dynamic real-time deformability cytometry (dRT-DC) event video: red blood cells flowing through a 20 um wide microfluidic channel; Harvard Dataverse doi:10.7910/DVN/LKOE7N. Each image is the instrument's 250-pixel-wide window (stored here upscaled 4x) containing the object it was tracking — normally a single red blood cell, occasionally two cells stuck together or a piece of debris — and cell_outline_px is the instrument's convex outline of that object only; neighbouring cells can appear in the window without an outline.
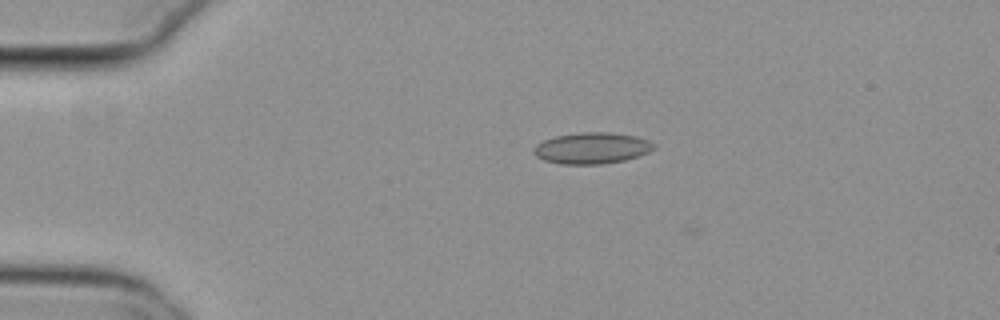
{"species": "common noctule bat (a hibernating species)", "species_latin": "Nyctalus noctula", "temperature_condition": "cold", "stored_images_in_passage": 15, "camera_frame_rate_fps": 3000, "um_per_image_px": 0.085, "animal": {"sex": "female", "body_mass_g": 29.2, "forearm_length_mm": 56.3}, "frame": {"image": 1, "passage_image": 2, "time_ms": 0.333, "image_size_px": [1000, 320], "cell_outline_px": [[656, 148], [648, 152], [624, 160], [604, 164], [560, 164], [544, 160], [536, 156], [532, 152], [532, 148], [536, 144], [544, 140], [556, 136], [580, 132], [608, 132], [636, 136], [648, 140], [656, 144]], "centroid_in_image_um": [50.29, 12.59], "position_along_channel_um": 34.7, "area_um2": 21.96}}
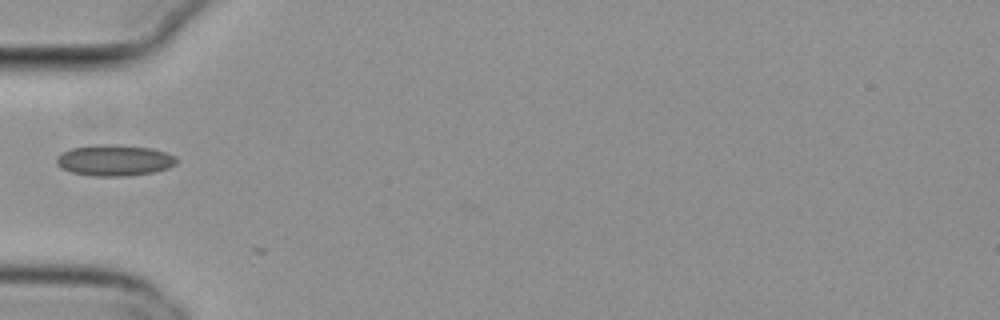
{"frame": {"image": 2, "passage_image": 9, "time_ms": 2.667, "image_size_px": [1000, 320], "cell_outline_px": [[176, 164], [168, 168], [152, 172], [124, 176], [92, 176], [72, 172], [60, 168], [56, 164], [56, 156], [72, 148], [92, 144], [112, 144], [152, 148], [176, 156]], "centroid_in_image_um": [9.69, 13.62], "position_along_channel_um": 75.3, "area_um2": 21.79}}
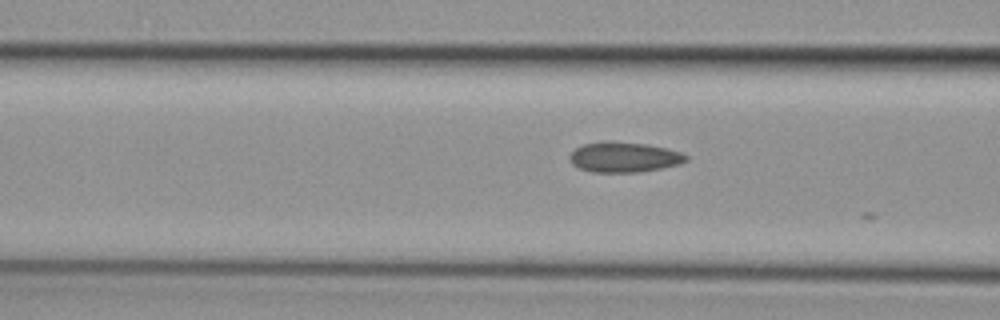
{"frame": {"image": 3, "passage_image": 12, "time_ms": 3.667, "image_size_px": [1000, 320], "cell_outline_px": [[688, 160], [680, 164], [640, 172], [592, 172], [580, 168], [572, 164], [568, 156], [576, 148], [584, 144], [604, 140], [608, 140], [648, 144], [668, 148], [680, 152], [688, 156]], "centroid_in_image_um": [53.05, 13.34], "position_along_channel_um": 113.6, "area_um2": 20.69}}